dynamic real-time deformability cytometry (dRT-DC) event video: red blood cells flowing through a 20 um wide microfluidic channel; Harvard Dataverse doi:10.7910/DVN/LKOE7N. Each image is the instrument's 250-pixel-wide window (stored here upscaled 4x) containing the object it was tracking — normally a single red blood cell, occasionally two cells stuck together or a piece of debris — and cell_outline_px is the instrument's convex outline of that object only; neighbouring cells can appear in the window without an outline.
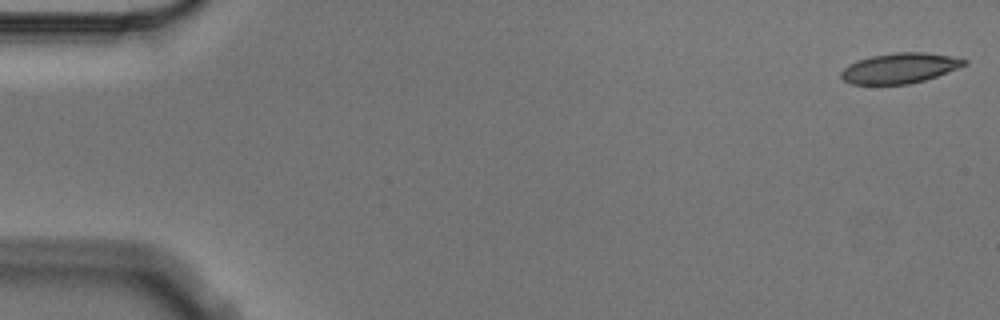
{"species": "Egyptian fruit bat (a non-hibernating species)", "species_latin": "Rousettus aegyptiacus", "temperature_condition": "cold", "stored_images_in_passage": 5, "camera_frame_rate_fps": 3000, "um_per_image_px": 0.085, "animal": {"sex": "male"}, "frame": {"image": 1, "passage_image": 1, "time_ms": 0.0, "image_size_px": [1000, 320], "cell_outline_px": [[968, 64], [936, 76], [924, 80], [908, 84], [852, 84], [844, 80], [840, 76], [840, 72], [848, 64], [856, 60], [872, 56], [896, 52], [924, 52], [952, 56], [968, 60]], "centroid_in_image_um": [76.47, 5.78], "position_along_channel_um": 8.5, "area_um2": 21.68}}
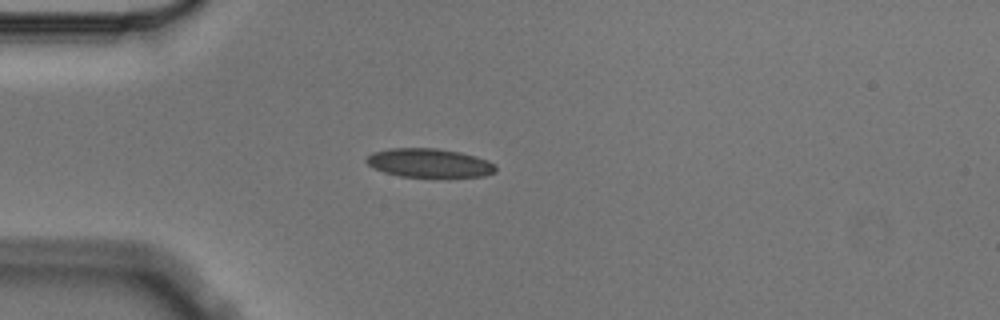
{"frame": {"image": 2, "passage_image": 5, "time_ms": 1.333, "image_size_px": [1000, 320], "cell_outline_px": [[496, 172], [484, 176], [400, 176], [384, 172], [368, 164], [364, 160], [372, 152], [388, 148], [436, 148], [460, 152], [476, 156], [488, 160], [496, 164]], "centroid_in_image_um": [36.5, 13.83], "position_along_channel_um": 48.5, "area_um2": 21.56}}